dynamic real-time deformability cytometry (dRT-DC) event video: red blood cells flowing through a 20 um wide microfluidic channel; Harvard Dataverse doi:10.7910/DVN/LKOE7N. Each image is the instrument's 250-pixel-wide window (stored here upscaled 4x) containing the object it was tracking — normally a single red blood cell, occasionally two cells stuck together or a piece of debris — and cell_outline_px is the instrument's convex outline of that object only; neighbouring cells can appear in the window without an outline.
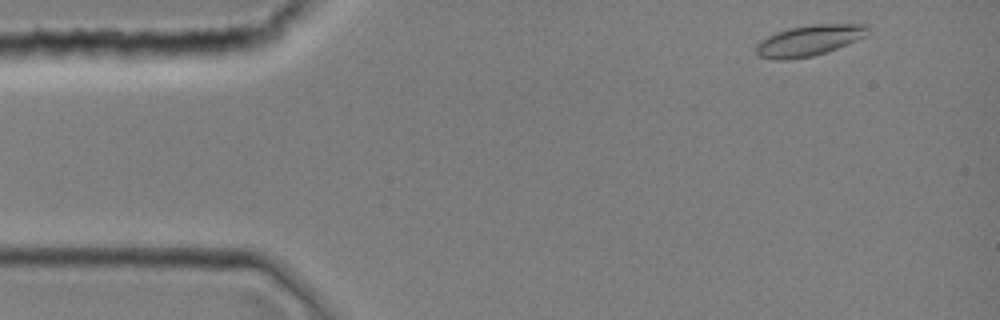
{"species": "common noctule bat (a hibernating species)", "species_latin": "Nyctalus noctula", "temperature_condition": "room temperature", "stored_images_in_passage": 40, "camera_frame_rate_fps": 3000, "um_per_image_px": 0.085, "animal": {"sex": "female", "body_mass_g": 19.0, "forearm_length_mm": 51.5}, "frame": {"image": 1, "passage_image": 2, "time_ms": 0.333, "image_size_px": [1000, 320], "cell_outline_px": [[868, 36], [836, 48], [812, 56], [788, 60], [772, 60], [756, 56], [756, 44], [760, 40], [776, 32], [792, 28], [812, 24], [868, 24]], "centroid_in_image_um": [68.75, 3.45], "position_along_channel_um": 16.3, "area_um2": 20.11}}
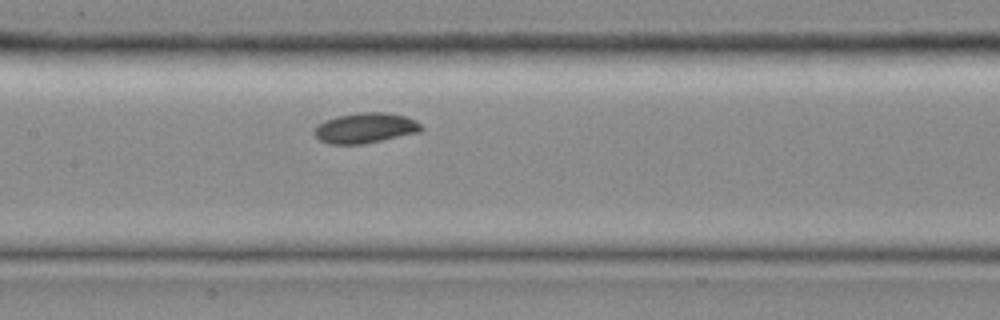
{"frame": {"image": 2, "passage_image": 19, "time_ms": 6.0, "image_size_px": [1000, 320], "cell_outline_px": [[424, 128], [420, 132], [364, 144], [328, 144], [320, 140], [312, 132], [312, 128], [316, 124], [324, 120], [336, 116], [360, 112], [388, 112], [404, 116], [416, 120]], "centroid_in_image_um": [31.01, 10.87], "position_along_channel_um": 176.4, "area_um2": 19.19}}
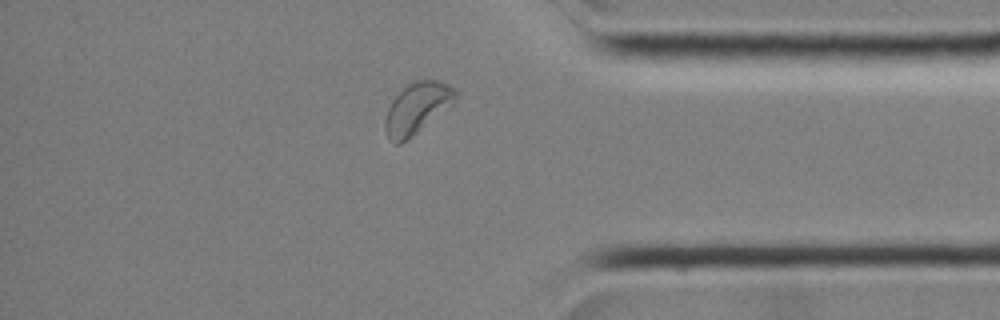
{"frame": {"image": 3, "passage_image": 35, "time_ms": 11.333, "image_size_px": [1000, 320], "cell_outline_px": [[456, 100], [452, 104], [416, 132], [400, 144], [392, 144], [388, 140], [384, 128], [384, 120], [388, 108], [392, 100], [408, 84], [416, 80], [436, 80], [448, 84], [456, 92]], "centroid_in_image_um": [35.4, 9.2], "position_along_channel_um": 399.8, "area_um2": 20.46}}